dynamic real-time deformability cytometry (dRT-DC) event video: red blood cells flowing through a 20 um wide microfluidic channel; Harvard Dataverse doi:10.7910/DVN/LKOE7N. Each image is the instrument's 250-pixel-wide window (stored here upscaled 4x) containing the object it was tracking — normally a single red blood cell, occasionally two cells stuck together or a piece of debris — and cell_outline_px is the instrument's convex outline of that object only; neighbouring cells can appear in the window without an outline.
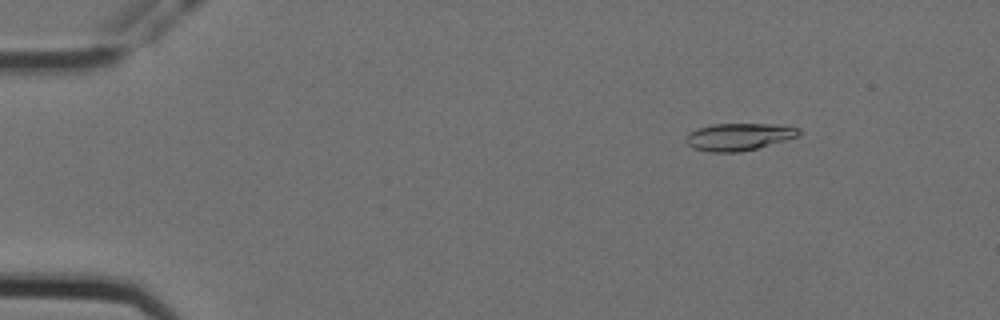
{"species": "Egyptian fruit bat (a non-hibernating species)", "species_latin": "Rousettus aegyptiacus", "temperature_condition": "cold", "stored_images_in_passage": 57, "camera_frame_rate_fps": 3000, "um_per_image_px": 0.085, "animal": {"sex": "female"}, "frame": {"image": 1, "passage_image": 8, "time_ms": 2.333, "image_size_px": [1000, 320], "cell_outline_px": [[800, 132], [796, 136], [784, 140], [756, 148], [740, 152], [708, 152], [692, 148], [684, 140], [684, 136], [688, 132], [700, 128], [716, 124], [768, 124], [800, 128]], "centroid_in_image_um": [62.71, 11.63], "position_along_channel_um": 22.3, "area_um2": 17.69}}
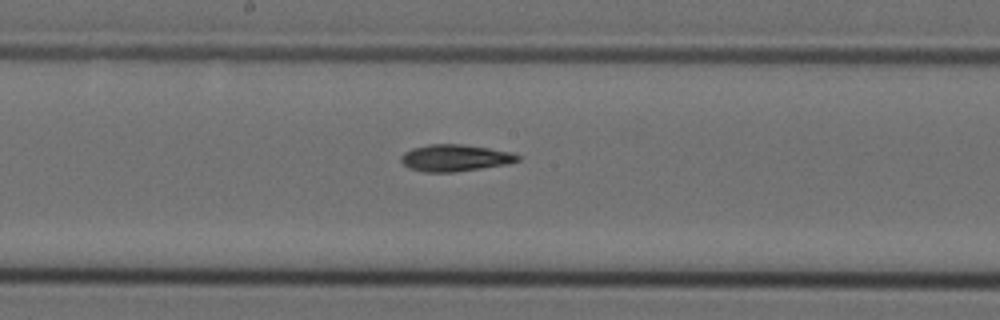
{"frame": {"image": 2, "passage_image": 31, "time_ms": 10.0, "image_size_px": [1000, 320], "cell_outline_px": [[520, 160], [508, 164], [456, 172], [424, 172], [408, 168], [400, 160], [400, 156], [404, 152], [412, 148], [428, 144], [460, 144], [516, 152], [520, 156]], "centroid_in_image_um": [38.69, 13.42], "position_along_channel_um": 209.5, "area_um2": 18.44}}
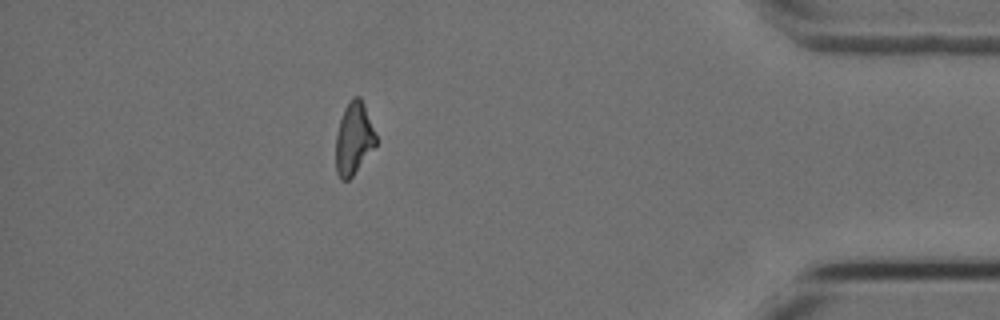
{"frame": {"image": 3, "passage_image": 51, "time_ms": 16.667, "image_size_px": [1000, 320], "cell_outline_px": [[376, 144], [352, 176], [348, 180], [340, 180], [336, 172], [336, 136], [340, 120], [344, 108], [348, 100], [352, 96], [360, 96], [364, 104], [376, 136]], "centroid_in_image_um": [30.05, 11.75], "position_along_channel_um": 405.2, "area_um2": 16.7}}